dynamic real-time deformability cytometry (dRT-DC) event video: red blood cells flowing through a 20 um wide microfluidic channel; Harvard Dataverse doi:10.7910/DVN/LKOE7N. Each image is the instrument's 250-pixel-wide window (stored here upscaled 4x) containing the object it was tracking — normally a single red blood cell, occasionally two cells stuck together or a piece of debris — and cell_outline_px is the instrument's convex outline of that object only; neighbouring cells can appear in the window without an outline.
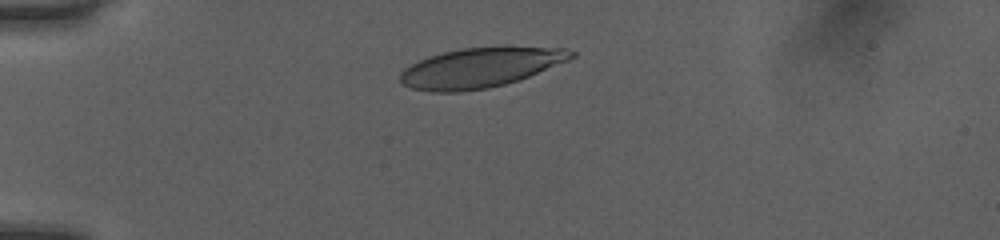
{"species": "human", "species_latin": "Homo sapiens", "temperature_condition": "room temperature", "stored_images_in_passage": 31, "camera_frame_rate_fps": 3000, "um_per_image_px": 0.085, "donor": {"sex": "female"}, "frame": {"image": 1, "passage_image": 1, "time_ms": 0.0, "image_size_px": [1000, 240], "cell_outline_px": [[576, 56], [568, 60], [528, 76], [504, 84], [488, 88], [460, 92], [432, 92], [412, 88], [404, 84], [400, 80], [400, 72], [404, 68], [428, 56], [460, 48], [568, 48], [576, 52]], "centroid_in_image_um": [40.78, 5.76], "position_along_channel_um": 44.2, "area_um2": 38.84}}
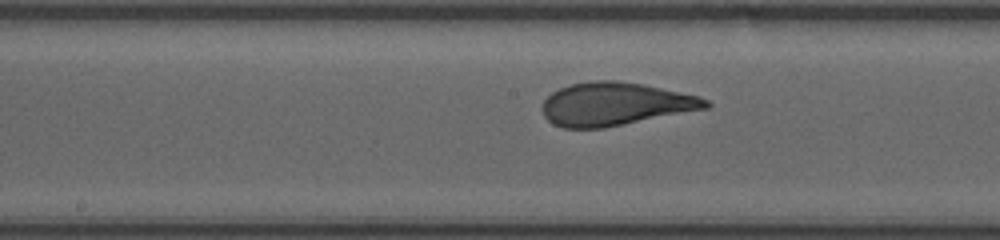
{"frame": {"image": 2, "passage_image": 15, "time_ms": 4.667, "image_size_px": [1000, 240], "cell_outline_px": [[712, 104], [708, 108], [604, 128], [564, 128], [552, 124], [544, 116], [540, 108], [544, 100], [552, 92], [560, 88], [572, 84], [592, 80], [616, 80], [644, 84], [700, 96], [708, 100]], "centroid_in_image_um": [52.28, 8.84], "position_along_channel_um": 195.9, "area_um2": 41.27}}
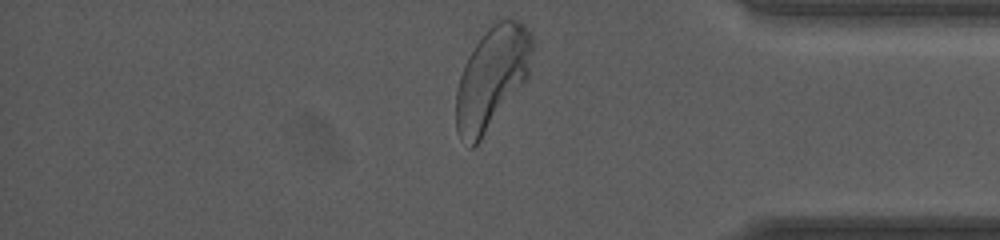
{"frame": {"image": 3, "passage_image": 31, "time_ms": 10.0, "image_size_px": [1000, 240], "cell_outline_px": [[532, 52], [528, 76], [480, 140], [472, 148], [468, 148], [460, 136], [456, 128], [456, 88], [464, 64], [468, 56], [484, 32], [492, 24], [504, 16], [508, 16], [520, 20], [532, 32]], "centroid_in_image_um": [41.81, 6.54], "position_along_channel_um": 393.4, "area_um2": 45.08}, "authors_computed_cell_mechanics": {"area_um2": 41.038, "velocity_mm_per_s": 4.0093, "shape_relaxation_time_tau1_ms": 2.7728, "shape_relaxation_time_tau2_ms": null, "deformation_change_tau1": 0.1665, "deformation_change_tau2": null}}